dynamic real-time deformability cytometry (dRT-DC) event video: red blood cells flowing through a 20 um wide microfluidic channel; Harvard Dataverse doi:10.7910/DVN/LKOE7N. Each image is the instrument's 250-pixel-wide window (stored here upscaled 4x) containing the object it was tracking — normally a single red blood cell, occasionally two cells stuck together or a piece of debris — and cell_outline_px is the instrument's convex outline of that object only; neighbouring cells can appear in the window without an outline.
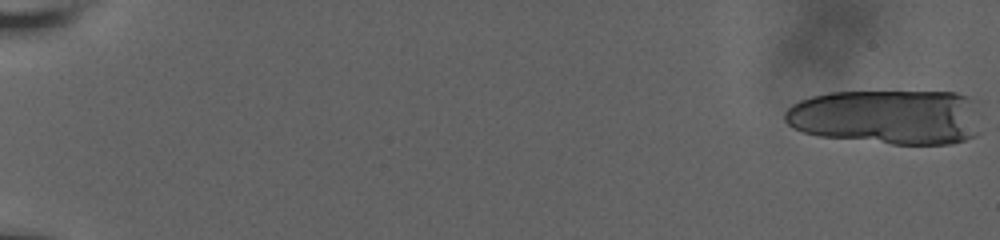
{"species": "human", "species_latin": "Homo sapiens", "temperature_condition": "room temperature", "stored_images_in_passage": 21, "camera_frame_rate_fps": 3000, "um_per_image_px": 0.085, "donor": {"sex": "male"}, "frame": {"image": 1, "passage_image": 1, "time_ms": 0.0, "image_size_px": [1000, 240], "cell_outline_px": [[976, 136], [952, 144], [892, 144], [820, 136], [804, 132], [792, 128], [784, 120], [784, 112], [792, 104], [800, 100], [812, 96], [828, 92], [956, 92], [968, 96], [976, 100]], "centroid_in_image_um": [75.39, 9.93], "position_along_channel_um": 9.6, "area_um2": 63.06}}